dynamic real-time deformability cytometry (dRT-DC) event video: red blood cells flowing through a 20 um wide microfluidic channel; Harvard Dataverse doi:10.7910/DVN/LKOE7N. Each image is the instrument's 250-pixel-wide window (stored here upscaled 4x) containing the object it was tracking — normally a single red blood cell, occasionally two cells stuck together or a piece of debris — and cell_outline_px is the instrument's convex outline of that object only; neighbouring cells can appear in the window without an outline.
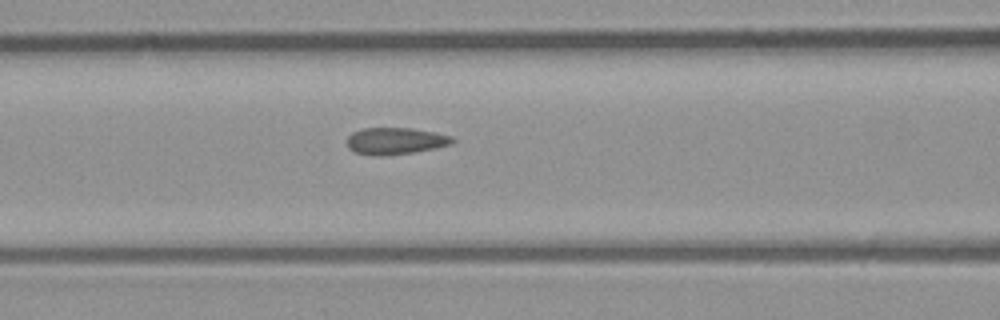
{"species": "common noctule bat (a hibernating species)", "species_latin": "Nyctalus noctula", "temperature_condition": "room temperature", "stored_images_in_passage": 3, "camera_frame_rate_fps": 3000, "um_per_image_px": 0.085, "animal": {"sex": "male", "body_mass_g": 23.1, "forearm_length_mm": 52.7}, "frame": {"image": 1, "passage_image": 3, "time_ms": 0.667, "image_size_px": [1000, 320], "cell_outline_px": [[456, 140], [452, 144], [412, 152], [356, 152], [348, 148], [348, 136], [352, 132], [364, 128], [412, 128], [436, 132], [452, 136]], "centroid_in_image_um": [33.69, 11.91], "position_along_channel_um": 132.9, "area_um2": 15.49}}